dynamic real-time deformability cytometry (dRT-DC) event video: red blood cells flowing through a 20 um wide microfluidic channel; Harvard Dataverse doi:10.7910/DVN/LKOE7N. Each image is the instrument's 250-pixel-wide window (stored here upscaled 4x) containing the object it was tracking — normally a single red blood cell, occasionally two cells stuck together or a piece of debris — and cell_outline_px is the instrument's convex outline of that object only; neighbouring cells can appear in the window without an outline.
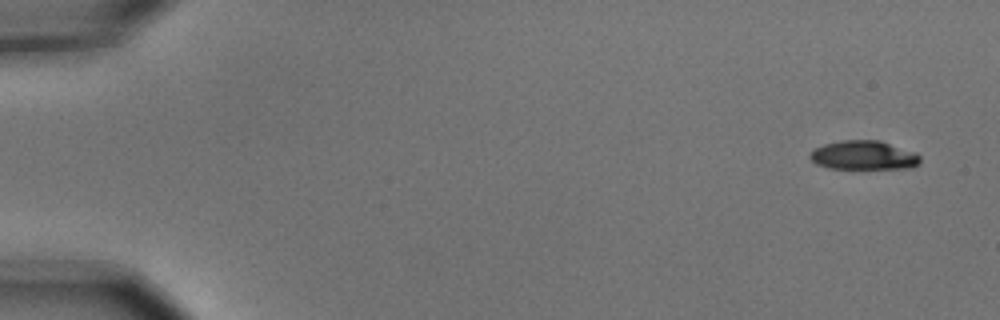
{"species": "common noctule bat (a hibernating species)", "species_latin": "Nyctalus noctula", "temperature_condition": "cold", "stored_images_in_passage": 6, "camera_frame_rate_fps": 3000, "um_per_image_px": 0.085, "animal": {"sex": "male", "body_mass_g": 15.6}, "frame": {"image": 1, "passage_image": 1, "time_ms": 0.0, "image_size_px": [1000, 320], "cell_outline_px": [[920, 164], [912, 168], [828, 168], [816, 164], [808, 156], [816, 148], [824, 144], [844, 140], [880, 140], [916, 152], [920, 156]], "centroid_in_image_um": [73.45, 13.2], "position_along_channel_um": 11.5, "area_um2": 18.61}}
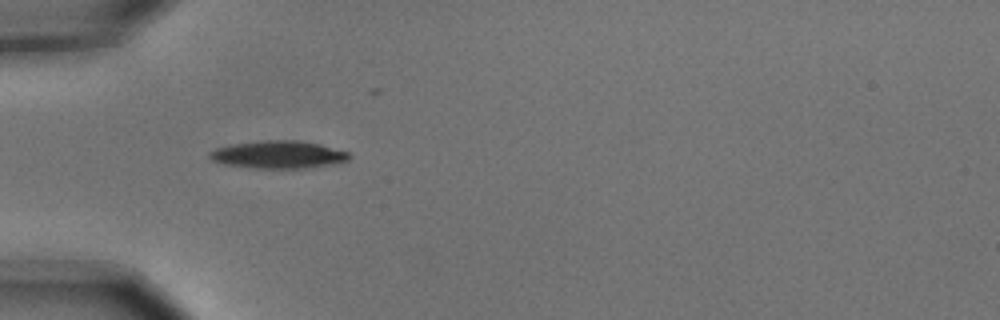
{"frame": {"image": 2, "passage_image": 5, "time_ms": 1.333, "image_size_px": [1000, 320], "cell_outline_px": [[352, 156], [348, 160], [336, 164], [304, 168], [248, 168], [224, 164], [212, 160], [208, 156], [208, 152], [216, 148], [232, 144], [264, 140], [296, 140], [320, 144], [348, 152]], "centroid_in_image_um": [23.65, 13.15], "position_along_channel_um": 61.3, "area_um2": 22.6}}
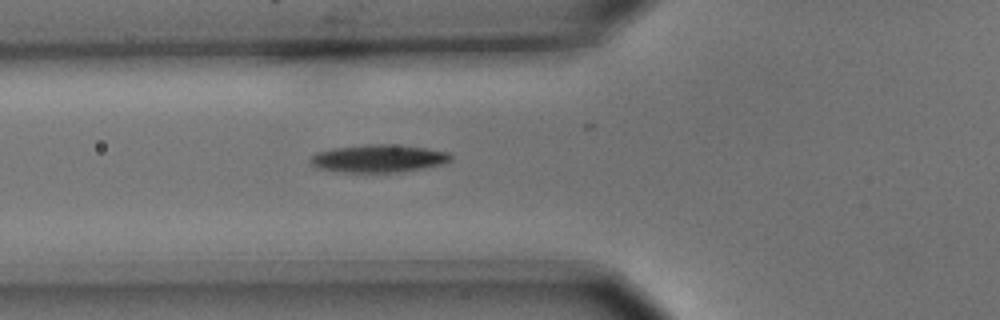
{"frame": {"image": 3, "passage_image": 6, "time_ms": 1.667, "image_size_px": [1000, 320], "cell_outline_px": [[452, 160], [444, 164], [424, 168], [400, 172], [344, 172], [316, 168], [308, 160], [316, 152], [332, 148], [364, 144], [400, 144], [428, 148], [448, 152], [452, 156]], "centroid_in_image_um": [32.19, 13.46], "position_along_channel_um": 93.6, "area_um2": 23.06}}